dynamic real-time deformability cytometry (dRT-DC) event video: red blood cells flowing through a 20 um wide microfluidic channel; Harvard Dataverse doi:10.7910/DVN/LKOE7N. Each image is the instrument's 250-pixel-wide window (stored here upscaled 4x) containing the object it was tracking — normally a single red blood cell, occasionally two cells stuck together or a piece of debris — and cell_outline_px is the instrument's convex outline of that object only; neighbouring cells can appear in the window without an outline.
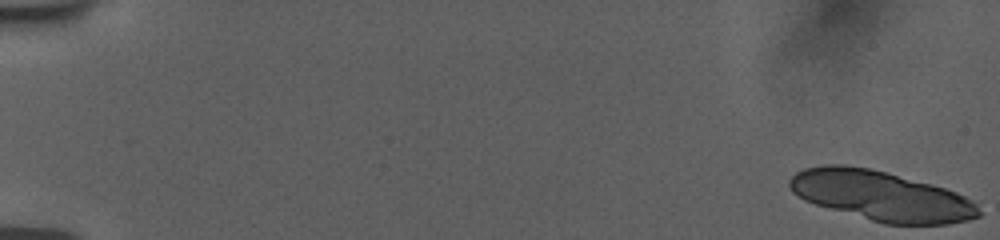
{"species": "human", "species_latin": "Homo sapiens", "temperature_condition": "room temperature", "stored_images_in_passage": 18, "camera_frame_rate_fps": 3000, "um_per_image_px": 0.085, "donor": {"sex": "female"}, "frame": {"image": 1, "passage_image": 1, "time_ms": 0.0, "image_size_px": [1000, 240], "cell_outline_px": [[984, 212], [980, 216], [968, 220], [948, 224], [884, 224], [816, 204], [804, 200], [792, 192], [788, 184], [788, 180], [796, 172], [804, 168], [824, 164], [844, 164], [872, 168], [932, 184], [956, 192], [972, 200]], "centroid_in_image_um": [74.9, 16.63], "position_along_channel_um": 10.1, "area_um2": 55.14}}